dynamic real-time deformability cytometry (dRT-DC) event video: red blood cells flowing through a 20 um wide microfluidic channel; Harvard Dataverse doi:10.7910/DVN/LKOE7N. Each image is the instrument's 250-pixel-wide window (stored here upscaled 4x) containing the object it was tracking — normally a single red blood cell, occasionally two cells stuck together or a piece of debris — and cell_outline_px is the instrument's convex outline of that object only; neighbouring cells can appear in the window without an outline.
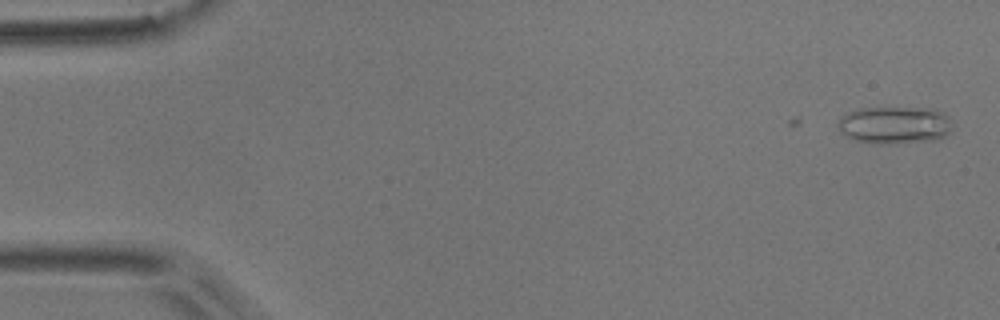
{"species": "common noctule bat (a hibernating species)", "species_latin": "Nyctalus noctula", "temperature_condition": "room temperature", "stored_images_in_passage": 8, "camera_frame_rate_fps": 3000, "um_per_image_px": 0.085, "animal": {"sex": "male", "body_mass_g": 17.9}, "frame": {"image": 1, "passage_image": 1, "time_ms": 0.0, "image_size_px": [1000, 320], "cell_outline_px": [[952, 128], [944, 136], [936, 140], [888, 144], [880, 144], [856, 140], [844, 136], [840, 132], [836, 124], [840, 116], [856, 108], [924, 108], [944, 112], [948, 116]], "centroid_in_image_um": [75.99, 10.63], "position_along_channel_um": 9.0, "area_um2": 25.14}}
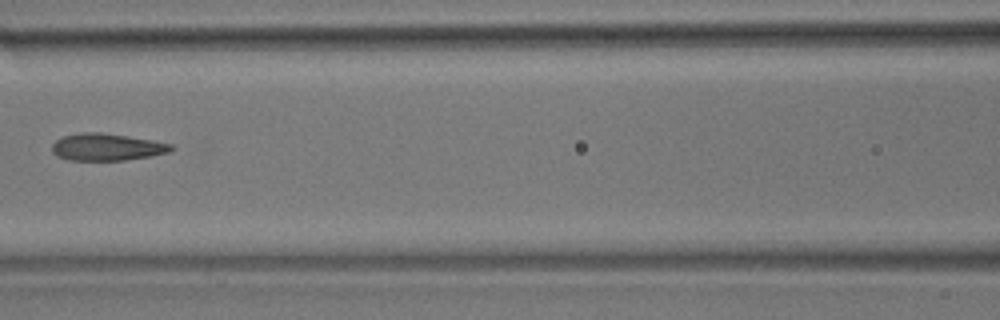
{"frame": {"image": 2, "passage_image": 7, "time_ms": 2.0, "image_size_px": [1000, 320], "cell_outline_px": [[176, 148], [172, 152], [152, 156], [124, 160], [68, 160], [56, 156], [52, 152], [52, 144], [56, 140], [64, 136], [80, 132], [100, 132], [128, 136], [172, 144]], "centroid_in_image_um": [9.1, 12.5], "position_along_channel_um": 157.5, "area_um2": 18.96}}
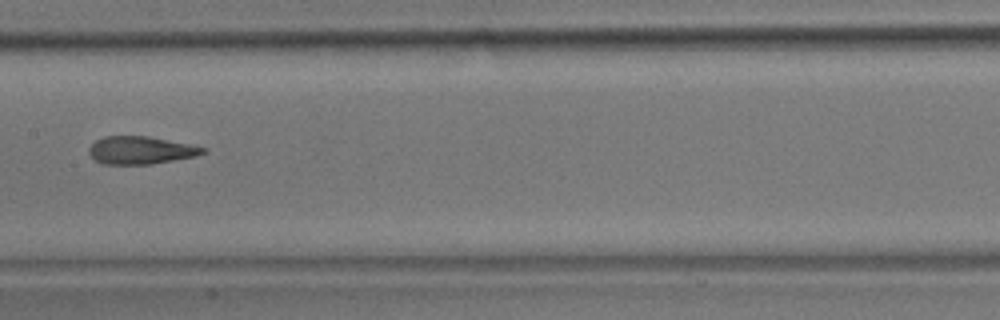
{"frame": {"image": 3, "passage_image": 8, "time_ms": 2.333, "image_size_px": [1000, 320], "cell_outline_px": [[208, 148], [204, 152], [196, 156], [152, 164], [104, 164], [96, 160], [88, 152], [88, 148], [96, 140], [104, 136], [148, 136]], "centroid_in_image_um": [11.95, 12.77], "position_along_channel_um": 195.5, "area_um2": 18.26}}